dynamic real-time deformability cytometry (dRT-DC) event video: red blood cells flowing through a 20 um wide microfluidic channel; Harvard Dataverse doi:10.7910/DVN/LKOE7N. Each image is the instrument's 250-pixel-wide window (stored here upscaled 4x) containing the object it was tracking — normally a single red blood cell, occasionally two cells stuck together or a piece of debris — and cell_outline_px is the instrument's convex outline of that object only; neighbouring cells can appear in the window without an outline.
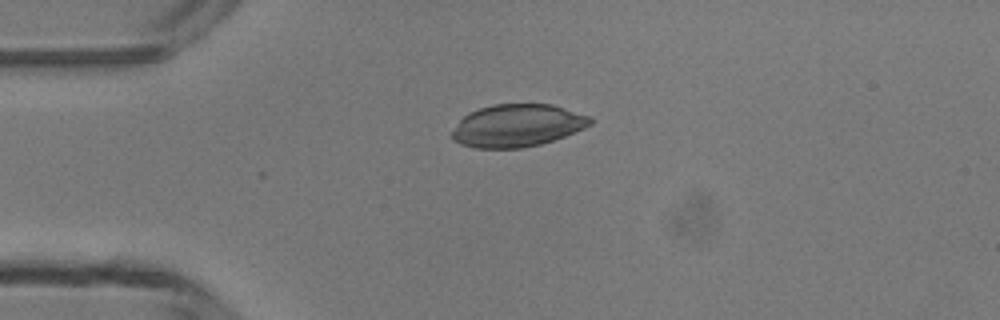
{"species": "common noctule bat (a hibernating species)", "species_latin": "Nyctalus noctula", "temperature_condition": "room temperature", "stored_images_in_passage": 3, "camera_frame_rate_fps": 3000, "um_per_image_px": 0.085, "animal": {"sex": "male", "body_mass_g": 13.3}, "frame": {"image": 1, "passage_image": 1, "time_ms": 0.0, "image_size_px": [1000, 320], "cell_outline_px": [[592, 124], [584, 128], [564, 136], [540, 144], [520, 148], [476, 148], [460, 144], [452, 140], [452, 132], [460, 120], [468, 112], [492, 104], [552, 104], [592, 116]], "centroid_in_image_um": [43.98, 10.66], "position_along_channel_um": 41.0, "area_um2": 34.28}}
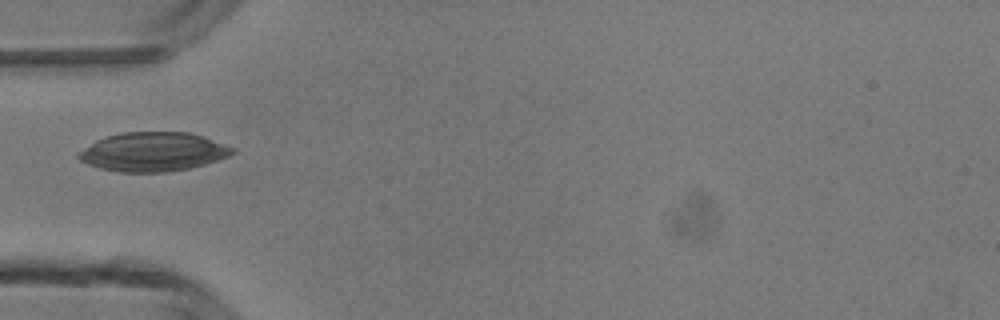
{"frame": {"image": 2, "passage_image": 2, "time_ms": 1.333, "image_size_px": [1000, 320], "cell_outline_px": [[236, 152], [228, 156], [204, 164], [188, 168], [164, 172], [120, 172], [100, 168], [88, 164], [80, 160], [76, 156], [80, 152], [96, 140], [104, 136], [124, 132], [188, 132], [204, 136], [236, 148]], "centroid_in_image_um": [13.03, 12.89], "position_along_channel_um": 72.0, "area_um2": 34.85}}
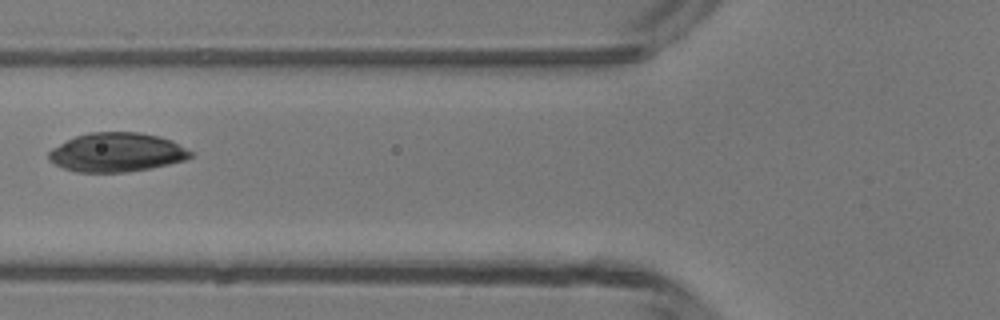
{"frame": {"image": 3, "passage_image": 3, "time_ms": 2.333, "image_size_px": [1000, 320], "cell_outline_px": [[192, 156], [184, 160], [152, 168], [128, 172], [76, 172], [64, 168], [48, 160], [48, 152], [52, 148], [76, 136], [88, 132], [140, 132], [160, 136], [172, 140], [192, 152]], "centroid_in_image_um": [9.92, 12.95], "position_along_channel_um": 115.9, "area_um2": 32.25}}